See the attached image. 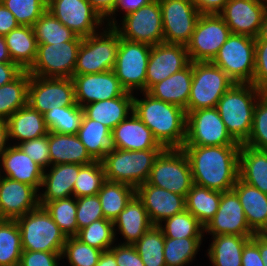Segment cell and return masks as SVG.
<instances>
[{"instance_id": "cell-31", "label": "cell", "mask_w": 267, "mask_h": 266, "mask_svg": "<svg viewBox=\"0 0 267 266\" xmlns=\"http://www.w3.org/2000/svg\"><path fill=\"white\" fill-rule=\"evenodd\" d=\"M192 86V62L179 72L154 84L147 93L152 97L182 107L187 113V103Z\"/></svg>"}, {"instance_id": "cell-10", "label": "cell", "mask_w": 267, "mask_h": 266, "mask_svg": "<svg viewBox=\"0 0 267 266\" xmlns=\"http://www.w3.org/2000/svg\"><path fill=\"white\" fill-rule=\"evenodd\" d=\"M151 48L149 44L120 37L113 71L127 92H146V71Z\"/></svg>"}, {"instance_id": "cell-44", "label": "cell", "mask_w": 267, "mask_h": 266, "mask_svg": "<svg viewBox=\"0 0 267 266\" xmlns=\"http://www.w3.org/2000/svg\"><path fill=\"white\" fill-rule=\"evenodd\" d=\"M43 207L66 237H74L77 235V204L74 196L46 202Z\"/></svg>"}, {"instance_id": "cell-60", "label": "cell", "mask_w": 267, "mask_h": 266, "mask_svg": "<svg viewBox=\"0 0 267 266\" xmlns=\"http://www.w3.org/2000/svg\"><path fill=\"white\" fill-rule=\"evenodd\" d=\"M201 14H219L229 0H192Z\"/></svg>"}, {"instance_id": "cell-42", "label": "cell", "mask_w": 267, "mask_h": 266, "mask_svg": "<svg viewBox=\"0 0 267 266\" xmlns=\"http://www.w3.org/2000/svg\"><path fill=\"white\" fill-rule=\"evenodd\" d=\"M83 116V109L79 105H55L53 109L43 114L49 131L60 134H77Z\"/></svg>"}, {"instance_id": "cell-23", "label": "cell", "mask_w": 267, "mask_h": 266, "mask_svg": "<svg viewBox=\"0 0 267 266\" xmlns=\"http://www.w3.org/2000/svg\"><path fill=\"white\" fill-rule=\"evenodd\" d=\"M137 197L143 202L153 225L186 210L185 196L150 185L147 182L136 188Z\"/></svg>"}, {"instance_id": "cell-13", "label": "cell", "mask_w": 267, "mask_h": 266, "mask_svg": "<svg viewBox=\"0 0 267 266\" xmlns=\"http://www.w3.org/2000/svg\"><path fill=\"white\" fill-rule=\"evenodd\" d=\"M122 18L121 24L118 25L117 23L113 26L121 38L151 46L164 42L159 0H152L147 5Z\"/></svg>"}, {"instance_id": "cell-30", "label": "cell", "mask_w": 267, "mask_h": 266, "mask_svg": "<svg viewBox=\"0 0 267 266\" xmlns=\"http://www.w3.org/2000/svg\"><path fill=\"white\" fill-rule=\"evenodd\" d=\"M49 156L52 165H88L95 160L87 152L77 134H60L49 131Z\"/></svg>"}, {"instance_id": "cell-55", "label": "cell", "mask_w": 267, "mask_h": 266, "mask_svg": "<svg viewBox=\"0 0 267 266\" xmlns=\"http://www.w3.org/2000/svg\"><path fill=\"white\" fill-rule=\"evenodd\" d=\"M61 253L23 250L19 266H59Z\"/></svg>"}, {"instance_id": "cell-19", "label": "cell", "mask_w": 267, "mask_h": 266, "mask_svg": "<svg viewBox=\"0 0 267 266\" xmlns=\"http://www.w3.org/2000/svg\"><path fill=\"white\" fill-rule=\"evenodd\" d=\"M266 12L265 0H229L219 15L232 34L256 38Z\"/></svg>"}, {"instance_id": "cell-12", "label": "cell", "mask_w": 267, "mask_h": 266, "mask_svg": "<svg viewBox=\"0 0 267 266\" xmlns=\"http://www.w3.org/2000/svg\"><path fill=\"white\" fill-rule=\"evenodd\" d=\"M231 31L219 14H201L186 44L191 62L212 61Z\"/></svg>"}, {"instance_id": "cell-66", "label": "cell", "mask_w": 267, "mask_h": 266, "mask_svg": "<svg viewBox=\"0 0 267 266\" xmlns=\"http://www.w3.org/2000/svg\"><path fill=\"white\" fill-rule=\"evenodd\" d=\"M0 62L1 63H14L12 62L9 50L7 48L4 36H0Z\"/></svg>"}, {"instance_id": "cell-54", "label": "cell", "mask_w": 267, "mask_h": 266, "mask_svg": "<svg viewBox=\"0 0 267 266\" xmlns=\"http://www.w3.org/2000/svg\"><path fill=\"white\" fill-rule=\"evenodd\" d=\"M252 84L267 93V42L255 41V70Z\"/></svg>"}, {"instance_id": "cell-43", "label": "cell", "mask_w": 267, "mask_h": 266, "mask_svg": "<svg viewBox=\"0 0 267 266\" xmlns=\"http://www.w3.org/2000/svg\"><path fill=\"white\" fill-rule=\"evenodd\" d=\"M203 237H164V259L166 266H187L193 263L200 249Z\"/></svg>"}, {"instance_id": "cell-38", "label": "cell", "mask_w": 267, "mask_h": 266, "mask_svg": "<svg viewBox=\"0 0 267 266\" xmlns=\"http://www.w3.org/2000/svg\"><path fill=\"white\" fill-rule=\"evenodd\" d=\"M104 218L114 222L119 213L136 195V189L120 182L106 180L97 194Z\"/></svg>"}, {"instance_id": "cell-58", "label": "cell", "mask_w": 267, "mask_h": 266, "mask_svg": "<svg viewBox=\"0 0 267 266\" xmlns=\"http://www.w3.org/2000/svg\"><path fill=\"white\" fill-rule=\"evenodd\" d=\"M241 262L242 266H266L260 256L258 246L251 239L243 248Z\"/></svg>"}, {"instance_id": "cell-25", "label": "cell", "mask_w": 267, "mask_h": 266, "mask_svg": "<svg viewBox=\"0 0 267 266\" xmlns=\"http://www.w3.org/2000/svg\"><path fill=\"white\" fill-rule=\"evenodd\" d=\"M82 166L65 163L50 166L48 172L44 170L41 187L45 188V191L39 192V206L73 196L74 184Z\"/></svg>"}, {"instance_id": "cell-2", "label": "cell", "mask_w": 267, "mask_h": 266, "mask_svg": "<svg viewBox=\"0 0 267 266\" xmlns=\"http://www.w3.org/2000/svg\"><path fill=\"white\" fill-rule=\"evenodd\" d=\"M133 98V113L151 130L164 148H182L186 139V112L175 104L152 97Z\"/></svg>"}, {"instance_id": "cell-32", "label": "cell", "mask_w": 267, "mask_h": 266, "mask_svg": "<svg viewBox=\"0 0 267 266\" xmlns=\"http://www.w3.org/2000/svg\"><path fill=\"white\" fill-rule=\"evenodd\" d=\"M9 139L22 141L40 138L49 133L43 114L31 108L28 104L18 109L7 120Z\"/></svg>"}, {"instance_id": "cell-9", "label": "cell", "mask_w": 267, "mask_h": 266, "mask_svg": "<svg viewBox=\"0 0 267 266\" xmlns=\"http://www.w3.org/2000/svg\"><path fill=\"white\" fill-rule=\"evenodd\" d=\"M235 83L252 84L255 70V38L232 34L211 61Z\"/></svg>"}, {"instance_id": "cell-3", "label": "cell", "mask_w": 267, "mask_h": 266, "mask_svg": "<svg viewBox=\"0 0 267 266\" xmlns=\"http://www.w3.org/2000/svg\"><path fill=\"white\" fill-rule=\"evenodd\" d=\"M262 94L253 84L234 83L215 107L229 134L240 144L251 133L254 108Z\"/></svg>"}, {"instance_id": "cell-59", "label": "cell", "mask_w": 267, "mask_h": 266, "mask_svg": "<svg viewBox=\"0 0 267 266\" xmlns=\"http://www.w3.org/2000/svg\"><path fill=\"white\" fill-rule=\"evenodd\" d=\"M18 26L19 23L16 21L14 14L0 1V36L7 35Z\"/></svg>"}, {"instance_id": "cell-46", "label": "cell", "mask_w": 267, "mask_h": 266, "mask_svg": "<svg viewBox=\"0 0 267 266\" xmlns=\"http://www.w3.org/2000/svg\"><path fill=\"white\" fill-rule=\"evenodd\" d=\"M157 225L167 238L204 237V226L187 210L163 220Z\"/></svg>"}, {"instance_id": "cell-29", "label": "cell", "mask_w": 267, "mask_h": 266, "mask_svg": "<svg viewBox=\"0 0 267 266\" xmlns=\"http://www.w3.org/2000/svg\"><path fill=\"white\" fill-rule=\"evenodd\" d=\"M133 98L134 93L126 91L120 97L85 105L82 107L83 113L87 118L102 123L112 131L133 113Z\"/></svg>"}, {"instance_id": "cell-49", "label": "cell", "mask_w": 267, "mask_h": 266, "mask_svg": "<svg viewBox=\"0 0 267 266\" xmlns=\"http://www.w3.org/2000/svg\"><path fill=\"white\" fill-rule=\"evenodd\" d=\"M103 251L82 243L74 237H67L61 258H66L70 266H96Z\"/></svg>"}, {"instance_id": "cell-51", "label": "cell", "mask_w": 267, "mask_h": 266, "mask_svg": "<svg viewBox=\"0 0 267 266\" xmlns=\"http://www.w3.org/2000/svg\"><path fill=\"white\" fill-rule=\"evenodd\" d=\"M10 10L19 25L33 26L47 10L48 0H0Z\"/></svg>"}, {"instance_id": "cell-56", "label": "cell", "mask_w": 267, "mask_h": 266, "mask_svg": "<svg viewBox=\"0 0 267 266\" xmlns=\"http://www.w3.org/2000/svg\"><path fill=\"white\" fill-rule=\"evenodd\" d=\"M109 250L114 254L117 266H145L134 245L116 243Z\"/></svg>"}, {"instance_id": "cell-40", "label": "cell", "mask_w": 267, "mask_h": 266, "mask_svg": "<svg viewBox=\"0 0 267 266\" xmlns=\"http://www.w3.org/2000/svg\"><path fill=\"white\" fill-rule=\"evenodd\" d=\"M38 44H57L68 41H82L68 27L46 10L32 26Z\"/></svg>"}, {"instance_id": "cell-22", "label": "cell", "mask_w": 267, "mask_h": 266, "mask_svg": "<svg viewBox=\"0 0 267 266\" xmlns=\"http://www.w3.org/2000/svg\"><path fill=\"white\" fill-rule=\"evenodd\" d=\"M39 206L31 185L0 176V220H16Z\"/></svg>"}, {"instance_id": "cell-65", "label": "cell", "mask_w": 267, "mask_h": 266, "mask_svg": "<svg viewBox=\"0 0 267 266\" xmlns=\"http://www.w3.org/2000/svg\"><path fill=\"white\" fill-rule=\"evenodd\" d=\"M96 266H117L114 254L110 250L103 251Z\"/></svg>"}, {"instance_id": "cell-7", "label": "cell", "mask_w": 267, "mask_h": 266, "mask_svg": "<svg viewBox=\"0 0 267 266\" xmlns=\"http://www.w3.org/2000/svg\"><path fill=\"white\" fill-rule=\"evenodd\" d=\"M235 82L211 61L192 62V86L187 113L215 108L220 98Z\"/></svg>"}, {"instance_id": "cell-17", "label": "cell", "mask_w": 267, "mask_h": 266, "mask_svg": "<svg viewBox=\"0 0 267 266\" xmlns=\"http://www.w3.org/2000/svg\"><path fill=\"white\" fill-rule=\"evenodd\" d=\"M165 43L186 45L201 13L192 0H159Z\"/></svg>"}, {"instance_id": "cell-62", "label": "cell", "mask_w": 267, "mask_h": 266, "mask_svg": "<svg viewBox=\"0 0 267 266\" xmlns=\"http://www.w3.org/2000/svg\"><path fill=\"white\" fill-rule=\"evenodd\" d=\"M105 20L114 10L117 0H87Z\"/></svg>"}, {"instance_id": "cell-41", "label": "cell", "mask_w": 267, "mask_h": 266, "mask_svg": "<svg viewBox=\"0 0 267 266\" xmlns=\"http://www.w3.org/2000/svg\"><path fill=\"white\" fill-rule=\"evenodd\" d=\"M22 251L21 232L16 220H0V266H18Z\"/></svg>"}, {"instance_id": "cell-8", "label": "cell", "mask_w": 267, "mask_h": 266, "mask_svg": "<svg viewBox=\"0 0 267 266\" xmlns=\"http://www.w3.org/2000/svg\"><path fill=\"white\" fill-rule=\"evenodd\" d=\"M147 183L186 196L194 182L182 148H165L156 158Z\"/></svg>"}, {"instance_id": "cell-15", "label": "cell", "mask_w": 267, "mask_h": 266, "mask_svg": "<svg viewBox=\"0 0 267 266\" xmlns=\"http://www.w3.org/2000/svg\"><path fill=\"white\" fill-rule=\"evenodd\" d=\"M27 104L41 114L54 106L78 105L72 78L30 76Z\"/></svg>"}, {"instance_id": "cell-24", "label": "cell", "mask_w": 267, "mask_h": 266, "mask_svg": "<svg viewBox=\"0 0 267 266\" xmlns=\"http://www.w3.org/2000/svg\"><path fill=\"white\" fill-rule=\"evenodd\" d=\"M0 166H2L0 167V176L29 184L38 192L41 190L40 187L42 184L44 169L35 163L17 145H9L8 148L1 154Z\"/></svg>"}, {"instance_id": "cell-11", "label": "cell", "mask_w": 267, "mask_h": 266, "mask_svg": "<svg viewBox=\"0 0 267 266\" xmlns=\"http://www.w3.org/2000/svg\"><path fill=\"white\" fill-rule=\"evenodd\" d=\"M183 146H241L228 132L216 108L186 113Z\"/></svg>"}, {"instance_id": "cell-39", "label": "cell", "mask_w": 267, "mask_h": 266, "mask_svg": "<svg viewBox=\"0 0 267 266\" xmlns=\"http://www.w3.org/2000/svg\"><path fill=\"white\" fill-rule=\"evenodd\" d=\"M30 74L23 70L10 83L0 86V120H7L27 105Z\"/></svg>"}, {"instance_id": "cell-57", "label": "cell", "mask_w": 267, "mask_h": 266, "mask_svg": "<svg viewBox=\"0 0 267 266\" xmlns=\"http://www.w3.org/2000/svg\"><path fill=\"white\" fill-rule=\"evenodd\" d=\"M152 0H117L116 5L112 13L105 19L107 22L106 26L113 27L117 24L116 20V13L119 12L118 10L124 11V16L127 14L137 11L142 6L147 5Z\"/></svg>"}, {"instance_id": "cell-28", "label": "cell", "mask_w": 267, "mask_h": 266, "mask_svg": "<svg viewBox=\"0 0 267 266\" xmlns=\"http://www.w3.org/2000/svg\"><path fill=\"white\" fill-rule=\"evenodd\" d=\"M233 190L239 197L246 221L256 233H267V194L237 179Z\"/></svg>"}, {"instance_id": "cell-34", "label": "cell", "mask_w": 267, "mask_h": 266, "mask_svg": "<svg viewBox=\"0 0 267 266\" xmlns=\"http://www.w3.org/2000/svg\"><path fill=\"white\" fill-rule=\"evenodd\" d=\"M239 179L267 194V150H257L241 144Z\"/></svg>"}, {"instance_id": "cell-16", "label": "cell", "mask_w": 267, "mask_h": 266, "mask_svg": "<svg viewBox=\"0 0 267 266\" xmlns=\"http://www.w3.org/2000/svg\"><path fill=\"white\" fill-rule=\"evenodd\" d=\"M47 10L82 38L98 33L99 27L105 26L102 16L87 0H48Z\"/></svg>"}, {"instance_id": "cell-50", "label": "cell", "mask_w": 267, "mask_h": 266, "mask_svg": "<svg viewBox=\"0 0 267 266\" xmlns=\"http://www.w3.org/2000/svg\"><path fill=\"white\" fill-rule=\"evenodd\" d=\"M243 145L257 150H267V93H263L257 100L251 133Z\"/></svg>"}, {"instance_id": "cell-21", "label": "cell", "mask_w": 267, "mask_h": 266, "mask_svg": "<svg viewBox=\"0 0 267 266\" xmlns=\"http://www.w3.org/2000/svg\"><path fill=\"white\" fill-rule=\"evenodd\" d=\"M76 103L82 108L89 103L122 96L126 90L113 70L98 74L73 75Z\"/></svg>"}, {"instance_id": "cell-1", "label": "cell", "mask_w": 267, "mask_h": 266, "mask_svg": "<svg viewBox=\"0 0 267 266\" xmlns=\"http://www.w3.org/2000/svg\"><path fill=\"white\" fill-rule=\"evenodd\" d=\"M193 182L215 191L232 190L239 178L240 146H183Z\"/></svg>"}, {"instance_id": "cell-52", "label": "cell", "mask_w": 267, "mask_h": 266, "mask_svg": "<svg viewBox=\"0 0 267 266\" xmlns=\"http://www.w3.org/2000/svg\"><path fill=\"white\" fill-rule=\"evenodd\" d=\"M78 231L94 221L105 219L98 195L76 198Z\"/></svg>"}, {"instance_id": "cell-14", "label": "cell", "mask_w": 267, "mask_h": 266, "mask_svg": "<svg viewBox=\"0 0 267 266\" xmlns=\"http://www.w3.org/2000/svg\"><path fill=\"white\" fill-rule=\"evenodd\" d=\"M81 42L38 44L36 59L27 72L37 77L72 78Z\"/></svg>"}, {"instance_id": "cell-18", "label": "cell", "mask_w": 267, "mask_h": 266, "mask_svg": "<svg viewBox=\"0 0 267 266\" xmlns=\"http://www.w3.org/2000/svg\"><path fill=\"white\" fill-rule=\"evenodd\" d=\"M190 63L186 45L163 42L152 46L146 71V92Z\"/></svg>"}, {"instance_id": "cell-48", "label": "cell", "mask_w": 267, "mask_h": 266, "mask_svg": "<svg viewBox=\"0 0 267 266\" xmlns=\"http://www.w3.org/2000/svg\"><path fill=\"white\" fill-rule=\"evenodd\" d=\"M106 181L104 167L101 161L83 165L74 184L73 196L75 198L97 195Z\"/></svg>"}, {"instance_id": "cell-63", "label": "cell", "mask_w": 267, "mask_h": 266, "mask_svg": "<svg viewBox=\"0 0 267 266\" xmlns=\"http://www.w3.org/2000/svg\"><path fill=\"white\" fill-rule=\"evenodd\" d=\"M251 240L258 246L260 256L267 265V233H256Z\"/></svg>"}, {"instance_id": "cell-4", "label": "cell", "mask_w": 267, "mask_h": 266, "mask_svg": "<svg viewBox=\"0 0 267 266\" xmlns=\"http://www.w3.org/2000/svg\"><path fill=\"white\" fill-rule=\"evenodd\" d=\"M164 149L123 150L107 153L101 160L106 180L137 188L146 183L156 158Z\"/></svg>"}, {"instance_id": "cell-36", "label": "cell", "mask_w": 267, "mask_h": 266, "mask_svg": "<svg viewBox=\"0 0 267 266\" xmlns=\"http://www.w3.org/2000/svg\"><path fill=\"white\" fill-rule=\"evenodd\" d=\"M212 237L207 257L213 266H242L243 248L252 236L227 234Z\"/></svg>"}, {"instance_id": "cell-26", "label": "cell", "mask_w": 267, "mask_h": 266, "mask_svg": "<svg viewBox=\"0 0 267 266\" xmlns=\"http://www.w3.org/2000/svg\"><path fill=\"white\" fill-rule=\"evenodd\" d=\"M116 149L129 151L165 149L154 138L151 130L134 114L131 113L113 130Z\"/></svg>"}, {"instance_id": "cell-6", "label": "cell", "mask_w": 267, "mask_h": 266, "mask_svg": "<svg viewBox=\"0 0 267 266\" xmlns=\"http://www.w3.org/2000/svg\"><path fill=\"white\" fill-rule=\"evenodd\" d=\"M23 250L62 252L67 237L43 206L16 219Z\"/></svg>"}, {"instance_id": "cell-35", "label": "cell", "mask_w": 267, "mask_h": 266, "mask_svg": "<svg viewBox=\"0 0 267 266\" xmlns=\"http://www.w3.org/2000/svg\"><path fill=\"white\" fill-rule=\"evenodd\" d=\"M12 62L28 70L37 55L38 43L32 26L19 25L4 36Z\"/></svg>"}, {"instance_id": "cell-5", "label": "cell", "mask_w": 267, "mask_h": 266, "mask_svg": "<svg viewBox=\"0 0 267 266\" xmlns=\"http://www.w3.org/2000/svg\"><path fill=\"white\" fill-rule=\"evenodd\" d=\"M100 30L103 32L82 38L73 75L98 74L113 70L120 35L110 26Z\"/></svg>"}, {"instance_id": "cell-20", "label": "cell", "mask_w": 267, "mask_h": 266, "mask_svg": "<svg viewBox=\"0 0 267 266\" xmlns=\"http://www.w3.org/2000/svg\"><path fill=\"white\" fill-rule=\"evenodd\" d=\"M204 232L216 235L253 236L239 197L232 189L221 194L218 211L204 227Z\"/></svg>"}, {"instance_id": "cell-53", "label": "cell", "mask_w": 267, "mask_h": 266, "mask_svg": "<svg viewBox=\"0 0 267 266\" xmlns=\"http://www.w3.org/2000/svg\"><path fill=\"white\" fill-rule=\"evenodd\" d=\"M17 146L44 170H47L51 166L49 133L40 138L22 141Z\"/></svg>"}, {"instance_id": "cell-45", "label": "cell", "mask_w": 267, "mask_h": 266, "mask_svg": "<svg viewBox=\"0 0 267 266\" xmlns=\"http://www.w3.org/2000/svg\"><path fill=\"white\" fill-rule=\"evenodd\" d=\"M145 266H166L164 259V235L153 225L135 244Z\"/></svg>"}, {"instance_id": "cell-64", "label": "cell", "mask_w": 267, "mask_h": 266, "mask_svg": "<svg viewBox=\"0 0 267 266\" xmlns=\"http://www.w3.org/2000/svg\"><path fill=\"white\" fill-rule=\"evenodd\" d=\"M8 124L6 120H0V156L11 144L9 143Z\"/></svg>"}, {"instance_id": "cell-33", "label": "cell", "mask_w": 267, "mask_h": 266, "mask_svg": "<svg viewBox=\"0 0 267 266\" xmlns=\"http://www.w3.org/2000/svg\"><path fill=\"white\" fill-rule=\"evenodd\" d=\"M77 135L95 161H101L107 153L116 150L112 131L102 123L89 119L85 115Z\"/></svg>"}, {"instance_id": "cell-61", "label": "cell", "mask_w": 267, "mask_h": 266, "mask_svg": "<svg viewBox=\"0 0 267 266\" xmlns=\"http://www.w3.org/2000/svg\"><path fill=\"white\" fill-rule=\"evenodd\" d=\"M23 70L16 63L0 62V86L10 83Z\"/></svg>"}, {"instance_id": "cell-47", "label": "cell", "mask_w": 267, "mask_h": 266, "mask_svg": "<svg viewBox=\"0 0 267 266\" xmlns=\"http://www.w3.org/2000/svg\"><path fill=\"white\" fill-rule=\"evenodd\" d=\"M82 243L101 251L109 250L115 244L113 222L107 219L94 221L90 225L80 229L75 236Z\"/></svg>"}, {"instance_id": "cell-27", "label": "cell", "mask_w": 267, "mask_h": 266, "mask_svg": "<svg viewBox=\"0 0 267 266\" xmlns=\"http://www.w3.org/2000/svg\"><path fill=\"white\" fill-rule=\"evenodd\" d=\"M113 226L115 237L117 232L124 237L125 242L121 244L134 245L153 224L143 202L135 195L114 220Z\"/></svg>"}, {"instance_id": "cell-37", "label": "cell", "mask_w": 267, "mask_h": 266, "mask_svg": "<svg viewBox=\"0 0 267 266\" xmlns=\"http://www.w3.org/2000/svg\"><path fill=\"white\" fill-rule=\"evenodd\" d=\"M221 194L194 184L185 196L186 210L205 227L219 209Z\"/></svg>"}, {"instance_id": "cell-67", "label": "cell", "mask_w": 267, "mask_h": 266, "mask_svg": "<svg viewBox=\"0 0 267 266\" xmlns=\"http://www.w3.org/2000/svg\"><path fill=\"white\" fill-rule=\"evenodd\" d=\"M255 41H264L267 42V12L265 13L260 31L258 36L255 38Z\"/></svg>"}]
</instances>
